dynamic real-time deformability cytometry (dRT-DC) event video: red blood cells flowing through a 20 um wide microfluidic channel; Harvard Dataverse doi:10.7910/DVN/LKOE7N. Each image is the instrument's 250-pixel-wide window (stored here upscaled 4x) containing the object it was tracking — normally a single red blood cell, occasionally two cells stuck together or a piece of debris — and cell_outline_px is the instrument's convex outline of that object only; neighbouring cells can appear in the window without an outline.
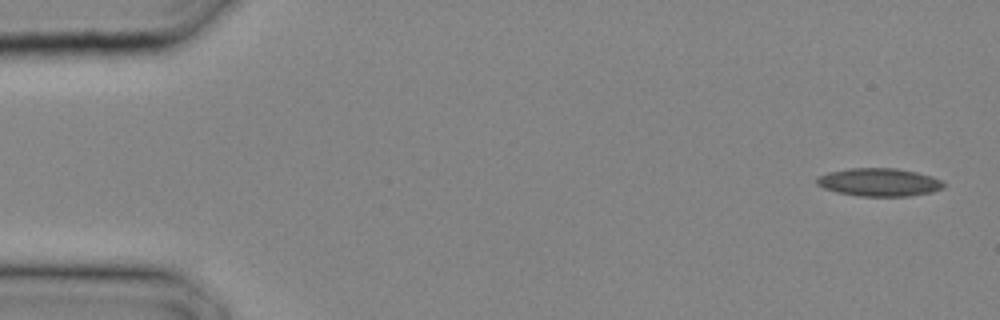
{"species": "common noctule bat (a hibernating species)", "species_latin": "Nyctalus noctula", "temperature_condition": "cold", "stored_images_in_passage": 9, "camera_frame_rate_fps": 3000, "um_per_image_px": 0.085, "animal": {"sex": "male", "body_mass_g": 20.4}, "frame": {"image": 1, "passage_image": 1, "time_ms": 0.0, "image_size_px": [1000, 320], "cell_outline_px": [[944, 188], [932, 192], [908, 196], [860, 196], [836, 192], [824, 188], [816, 184], [816, 180], [820, 176], [828, 172], [852, 168], [896, 168], [916, 172], [932, 176], [940, 180], [944, 184]], "centroid_in_image_um": [74.73, 15.49], "position_along_channel_um": 10.3, "area_um2": 20.63}}